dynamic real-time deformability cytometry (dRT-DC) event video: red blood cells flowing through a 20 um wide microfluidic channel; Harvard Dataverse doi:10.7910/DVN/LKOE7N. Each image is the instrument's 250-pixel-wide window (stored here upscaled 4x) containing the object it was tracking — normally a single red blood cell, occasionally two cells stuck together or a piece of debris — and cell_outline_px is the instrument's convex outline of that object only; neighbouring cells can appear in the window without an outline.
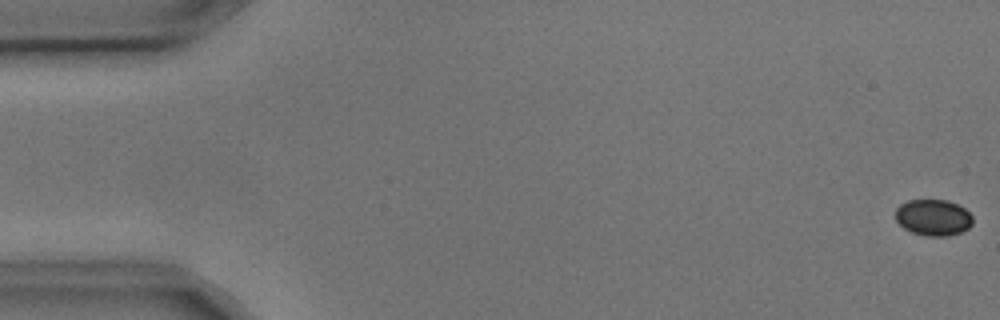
{"species": "common noctule bat (a hibernating species)", "species_latin": "Nyctalus noctula", "temperature_condition": "cold", "stored_images_in_passage": 4, "camera_frame_rate_fps": 3000, "um_per_image_px": 0.085, "animal": {"sex": "male", "body_mass_g": 17.9, "forearm_length_mm": 54.2}, "frame": {"image": 1, "passage_image": 4, "time_ms": 1.0, "image_size_px": [1000, 320], "cell_outline_px": [[972, 224], [968, 228], [960, 232], [948, 236], [924, 236], [912, 232], [904, 228], [896, 220], [896, 208], [900, 204], [908, 200], [948, 200], [964, 208], [972, 216]], "centroid_in_image_um": [79.32, 18.49], "position_along_channel_um": 5.7, "area_um2": 16.3}}